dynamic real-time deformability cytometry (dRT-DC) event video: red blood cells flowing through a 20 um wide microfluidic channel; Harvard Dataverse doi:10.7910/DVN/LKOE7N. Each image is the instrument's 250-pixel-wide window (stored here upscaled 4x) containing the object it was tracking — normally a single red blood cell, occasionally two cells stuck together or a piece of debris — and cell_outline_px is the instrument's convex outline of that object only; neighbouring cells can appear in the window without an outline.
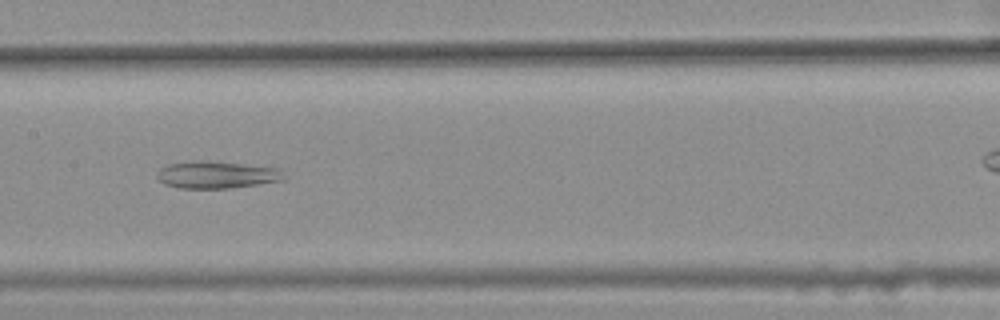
{"species": "common noctule bat (a hibernating species)", "species_latin": "Nyctalus noctula", "temperature_condition": "warm", "stored_images_in_passage": 36, "camera_frame_rate_fps": 3000, "um_per_image_px": 0.085, "animal": {"sex": "female", "body_mass_g": 25.1}, "frame": {"image": 1, "passage_image": 20, "time_ms": 6.333, "image_size_px": [1000, 320], "cell_outline_px": [[284, 180], [232, 188], [180, 188], [164, 184], [156, 176], [156, 172], [160, 168], [168, 164], [192, 160], [208, 160], [280, 168], [284, 176]], "centroid_in_image_um": [18.39, 14.84], "position_along_channel_um": 189.0, "area_um2": 20.29}}
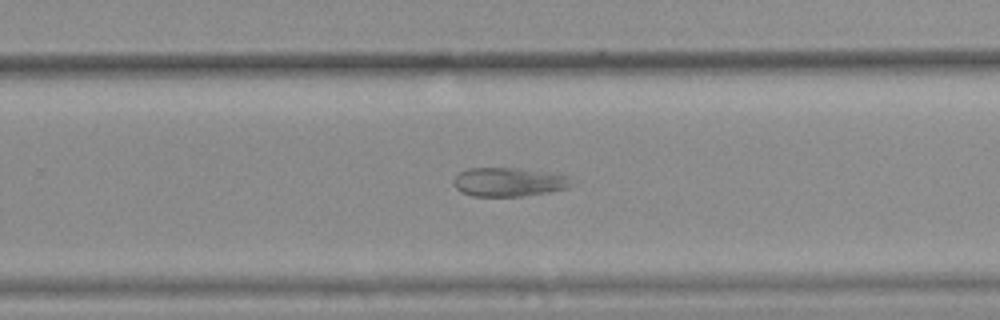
{"frame": {"image": 2, "passage_image": 28, "time_ms": 9.0, "image_size_px": [1000, 320], "cell_outline_px": [[568, 188], [548, 192], [520, 196], [472, 196], [460, 192], [452, 184], [452, 180], [460, 172], [468, 168], [516, 168], [548, 172], [568, 176]], "centroid_in_image_um": [43.15, 15.47], "position_along_channel_um": 286.6, "area_um2": 19.65}}
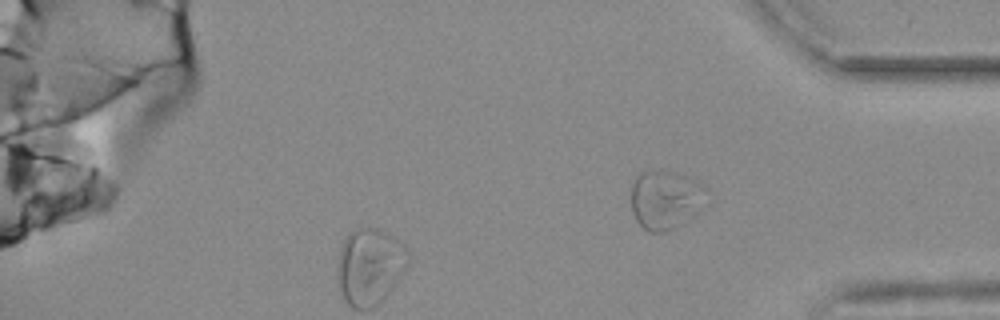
{"frame": {"image": 3, "passage_image": 36, "time_ms": 11.667, "image_size_px": [1000, 320], "cell_outline_px": [[708, 188], [692, 216], [676, 228], [660, 232], [648, 232], [636, 220], [632, 212], [632, 180], [640, 172], [676, 172]], "centroid_in_image_um": [56.49, 16.98], "position_along_channel_um": 378.7, "area_um2": 25.03}}